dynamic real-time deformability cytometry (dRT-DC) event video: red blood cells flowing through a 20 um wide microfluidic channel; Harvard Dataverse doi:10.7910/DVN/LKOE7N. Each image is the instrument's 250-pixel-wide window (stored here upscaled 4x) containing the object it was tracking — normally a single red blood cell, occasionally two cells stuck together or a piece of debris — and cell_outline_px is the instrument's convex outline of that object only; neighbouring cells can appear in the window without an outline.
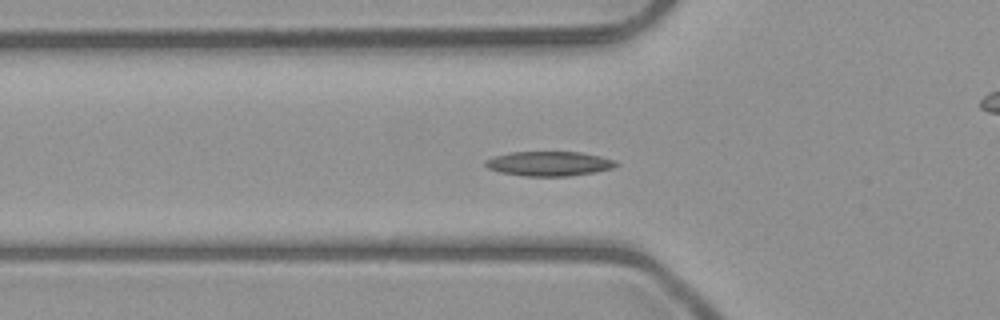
{"species": "common noctule bat (a hibernating species)", "species_latin": "Nyctalus noctula", "temperature_condition": "room temperature", "stored_images_in_passage": 45, "camera_frame_rate_fps": 3000, "um_per_image_px": 0.085, "animal": {"sex": "male", "body_mass_g": 23.1, "forearm_length_mm": 52.7}, "frame": {"image": 1, "passage_image": 10, "time_ms": 3.0, "image_size_px": [1000, 320], "cell_outline_px": [[620, 164], [612, 168], [596, 172], [568, 176], [524, 176], [500, 172], [488, 168], [484, 164], [484, 160], [496, 156], [512, 152], [580, 152], [600, 156], [612, 160]], "centroid_in_image_um": [46.66, 13.91], "position_along_channel_um": 79.1, "area_um2": 18.61}}
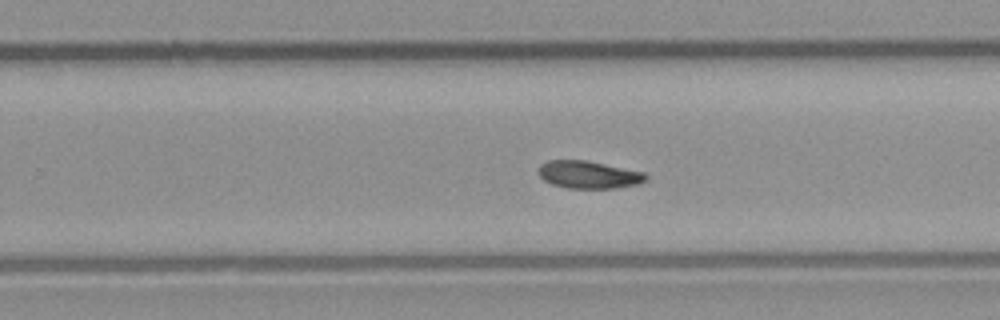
{"frame": {"image": 2, "passage_image": 25, "time_ms": 8.0, "image_size_px": [1000, 320], "cell_outline_px": [[648, 180], [640, 184], [616, 188], [568, 188], [552, 184], [544, 180], [540, 176], [540, 164], [548, 160], [584, 160], [644, 172], [648, 176]], "centroid_in_image_um": [50.07, 14.85], "position_along_channel_um": 279.7, "area_um2": 17.17}}
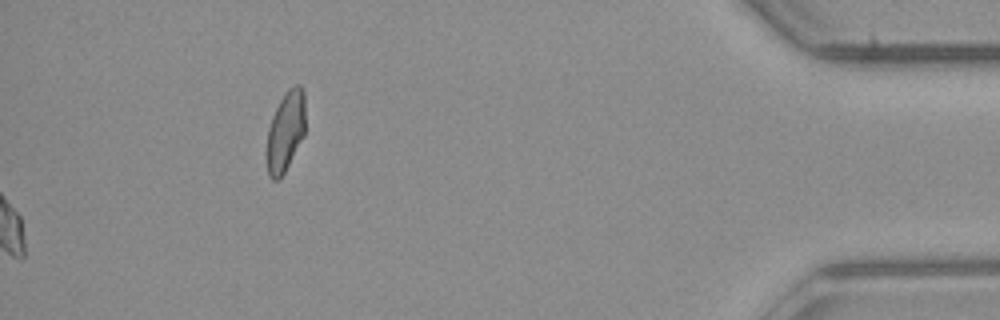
{"frame": {"image": 3, "passage_image": 45, "time_ms": 14.667, "image_size_px": [1000, 320], "cell_outline_px": [[304, 136], [284, 172], [276, 180], [272, 180], [268, 176], [264, 152], [268, 128], [272, 116], [284, 92], [288, 88], [296, 84], [300, 84], [304, 92]], "centroid_in_image_um": [24.22, 11.18], "position_along_channel_um": 411.0, "area_um2": 18.38}}